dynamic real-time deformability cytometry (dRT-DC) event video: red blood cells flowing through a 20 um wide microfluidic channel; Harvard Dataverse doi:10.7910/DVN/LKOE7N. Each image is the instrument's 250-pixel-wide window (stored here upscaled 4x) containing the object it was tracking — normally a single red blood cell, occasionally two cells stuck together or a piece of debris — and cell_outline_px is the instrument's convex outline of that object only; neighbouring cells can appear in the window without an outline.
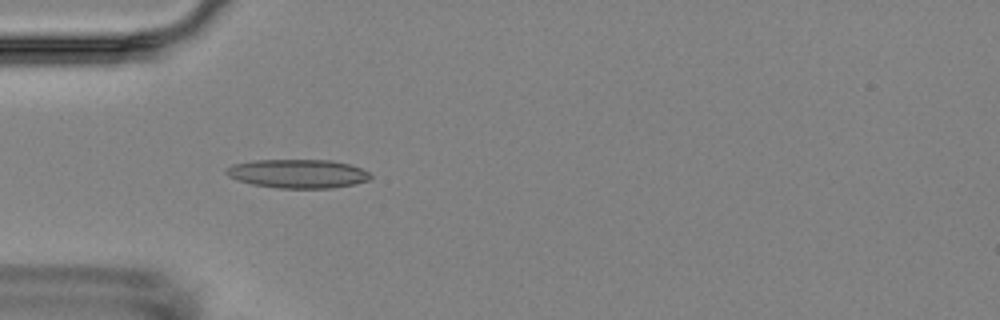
{"species": "Egyptian fruit bat (a non-hibernating species)", "species_latin": "Rousettus aegyptiacus", "temperature_condition": "room temperature", "stored_images_in_passage": 9, "camera_frame_rate_fps": 3000, "um_per_image_px": 0.085, "animal": {"sex": "female"}, "frame": {"image": 1, "passage_image": 4, "time_ms": 3.333, "image_size_px": [1000, 320], "cell_outline_px": [[372, 176], [368, 180], [356, 184], [332, 188], [276, 188], [252, 184], [236, 180], [228, 176], [224, 172], [232, 164], [252, 160], [328, 160], [348, 164], [360, 168], [368, 172]], "centroid_in_image_um": [25.29, 14.76], "position_along_channel_um": 59.7, "area_um2": 24.22}}
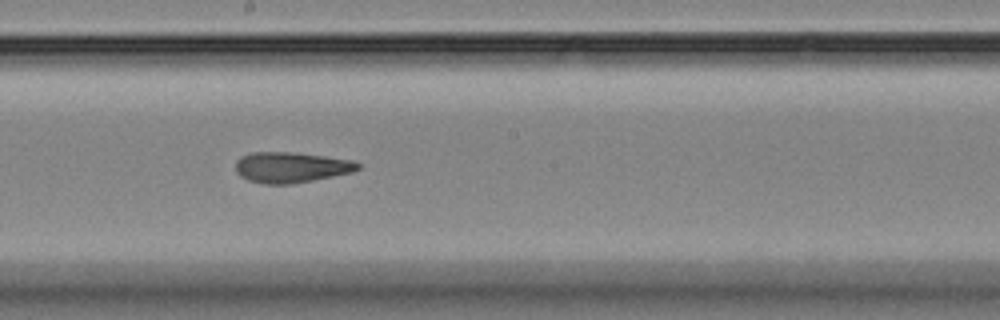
{"frame": {"image": 2, "passage_image": 8, "time_ms": 8.0, "image_size_px": [1000, 320], "cell_outline_px": [[360, 168], [352, 172], [292, 184], [264, 184], [248, 180], [240, 176], [236, 172], [236, 160], [240, 156], [252, 152], [292, 152], [324, 156], [352, 160], [360, 164]], "centroid_in_image_um": [24.7, 14.22], "position_along_channel_um": 223.5, "area_um2": 21.79}}
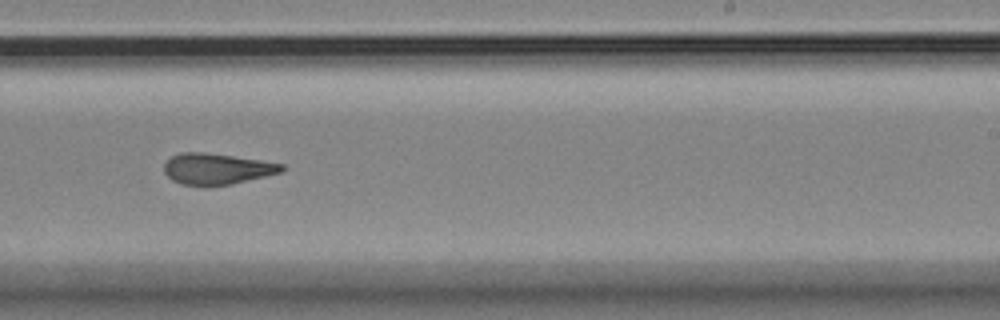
{"frame": {"image": 3, "passage_image": 9, "time_ms": 9.333, "image_size_px": [1000, 320], "cell_outline_px": [[284, 168], [280, 172], [232, 184], [180, 184], [172, 180], [164, 172], [164, 164], [172, 156], [180, 152], [204, 152], [260, 160], [284, 164]], "centroid_in_image_um": [18.4, 14.33], "position_along_channel_um": 270.6, "area_um2": 20.75}}